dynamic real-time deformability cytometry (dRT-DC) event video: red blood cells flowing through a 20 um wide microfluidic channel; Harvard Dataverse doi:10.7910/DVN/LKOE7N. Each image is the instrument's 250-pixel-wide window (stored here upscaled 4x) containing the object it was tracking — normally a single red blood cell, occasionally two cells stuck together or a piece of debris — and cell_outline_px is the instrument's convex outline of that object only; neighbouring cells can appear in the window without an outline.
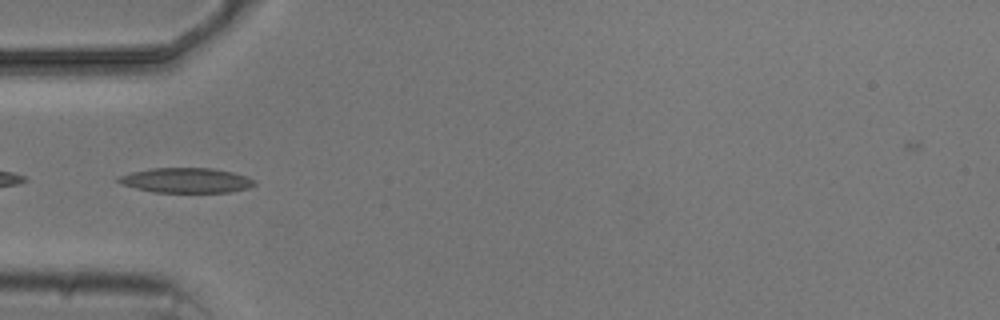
{"species": "common noctule bat (a hibernating species)", "species_latin": "Nyctalus noctula", "temperature_condition": "cold", "stored_images_in_passage": 7, "camera_frame_rate_fps": 3000, "um_per_image_px": 0.085, "animal": {"sex": "male", "body_mass_g": 20.5, "forearm_length_mm": 52.5}, "frame": {"image": 1, "passage_image": 5, "time_ms": 4.667, "image_size_px": [1000, 320], "cell_outline_px": [[256, 184], [248, 188], [228, 192], [152, 192], [120, 184], [116, 180], [120, 176], [132, 172], [152, 168], [212, 168], [232, 172], [256, 180]], "centroid_in_image_um": [15.82, 15.33], "position_along_channel_um": 69.2, "area_um2": 19.65}}
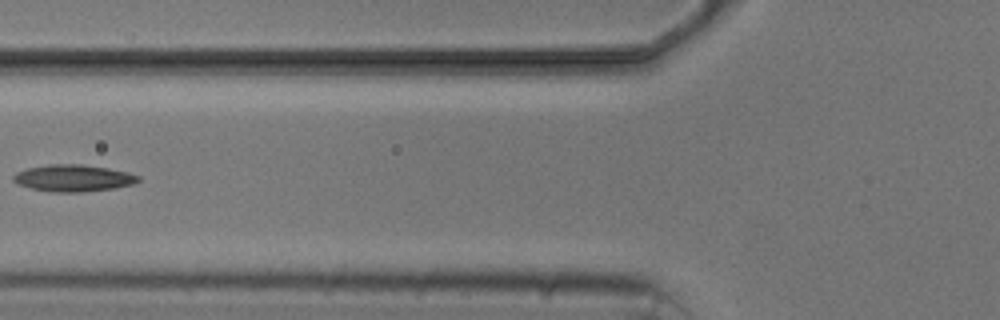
{"frame": {"image": 2, "passage_image": 6, "time_ms": 6.0, "image_size_px": [1000, 320], "cell_outline_px": [[140, 180], [136, 184], [116, 188], [80, 192], [52, 192], [28, 188], [12, 180], [12, 176], [16, 172], [28, 168], [48, 164], [80, 164], [108, 168], [128, 172], [140, 176]], "centroid_in_image_um": [6.25, 15.14], "position_along_channel_um": 119.6, "area_um2": 19.71}}
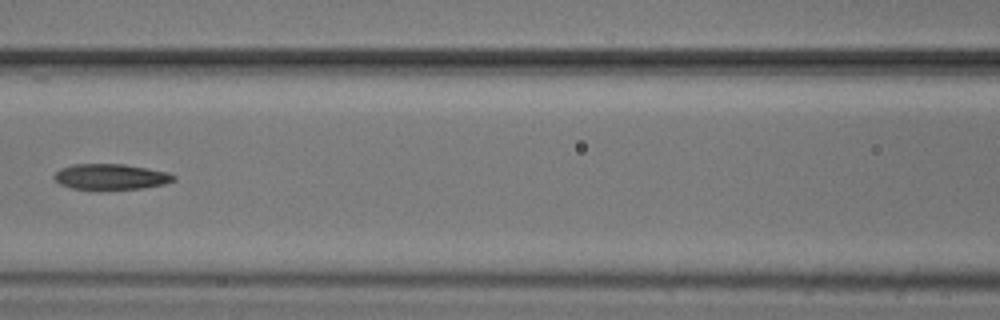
{"frame": {"image": 3, "passage_image": 7, "time_ms": 7.0, "image_size_px": [1000, 320], "cell_outline_px": [[176, 180], [164, 184], [140, 188], [72, 188], [60, 184], [52, 176], [60, 168], [72, 164], [124, 164], [148, 168], [168, 172], [176, 176]], "centroid_in_image_um": [9.43, 14.99], "position_along_channel_um": 157.2, "area_um2": 17.57}}